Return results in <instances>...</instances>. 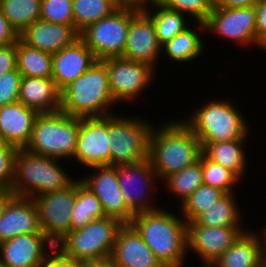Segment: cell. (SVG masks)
Masks as SVG:
<instances>
[{
    "mask_svg": "<svg viewBox=\"0 0 266 267\" xmlns=\"http://www.w3.org/2000/svg\"><path fill=\"white\" fill-rule=\"evenodd\" d=\"M55 249L44 233L21 234L0 243V261L7 267H40Z\"/></svg>",
    "mask_w": 266,
    "mask_h": 267,
    "instance_id": "e0dca14e",
    "label": "cell"
},
{
    "mask_svg": "<svg viewBox=\"0 0 266 267\" xmlns=\"http://www.w3.org/2000/svg\"><path fill=\"white\" fill-rule=\"evenodd\" d=\"M140 7L125 5L111 15L88 25L80 32V39L97 60L123 55L131 19Z\"/></svg>",
    "mask_w": 266,
    "mask_h": 267,
    "instance_id": "9c48e42d",
    "label": "cell"
},
{
    "mask_svg": "<svg viewBox=\"0 0 266 267\" xmlns=\"http://www.w3.org/2000/svg\"><path fill=\"white\" fill-rule=\"evenodd\" d=\"M170 194L179 197L180 205L201 185L202 177V154L194 164L175 172L163 180Z\"/></svg>",
    "mask_w": 266,
    "mask_h": 267,
    "instance_id": "d6a6232c",
    "label": "cell"
},
{
    "mask_svg": "<svg viewBox=\"0 0 266 267\" xmlns=\"http://www.w3.org/2000/svg\"><path fill=\"white\" fill-rule=\"evenodd\" d=\"M177 216L160 207L134 215L130 223L164 267H183L189 254L187 223Z\"/></svg>",
    "mask_w": 266,
    "mask_h": 267,
    "instance_id": "7a4b0ae2",
    "label": "cell"
},
{
    "mask_svg": "<svg viewBox=\"0 0 266 267\" xmlns=\"http://www.w3.org/2000/svg\"><path fill=\"white\" fill-rule=\"evenodd\" d=\"M21 78L17 68L0 77V107L19 101Z\"/></svg>",
    "mask_w": 266,
    "mask_h": 267,
    "instance_id": "ab89813d",
    "label": "cell"
},
{
    "mask_svg": "<svg viewBox=\"0 0 266 267\" xmlns=\"http://www.w3.org/2000/svg\"><path fill=\"white\" fill-rule=\"evenodd\" d=\"M227 99L219 98L205 102L206 104L192 112L190 118H182L199 139L200 144L248 140L251 131L249 122L241 114V110Z\"/></svg>",
    "mask_w": 266,
    "mask_h": 267,
    "instance_id": "277c9868",
    "label": "cell"
},
{
    "mask_svg": "<svg viewBox=\"0 0 266 267\" xmlns=\"http://www.w3.org/2000/svg\"><path fill=\"white\" fill-rule=\"evenodd\" d=\"M121 116L108 115L110 166L139 163L149 158L150 133L154 125L141 117Z\"/></svg>",
    "mask_w": 266,
    "mask_h": 267,
    "instance_id": "52a82bcc",
    "label": "cell"
},
{
    "mask_svg": "<svg viewBox=\"0 0 266 267\" xmlns=\"http://www.w3.org/2000/svg\"><path fill=\"white\" fill-rule=\"evenodd\" d=\"M29 233H43L35 202L32 198L14 196L0 217V243Z\"/></svg>",
    "mask_w": 266,
    "mask_h": 267,
    "instance_id": "603a6c76",
    "label": "cell"
},
{
    "mask_svg": "<svg viewBox=\"0 0 266 267\" xmlns=\"http://www.w3.org/2000/svg\"><path fill=\"white\" fill-rule=\"evenodd\" d=\"M255 8L257 41L262 45L266 41V0H261Z\"/></svg>",
    "mask_w": 266,
    "mask_h": 267,
    "instance_id": "7bdbcfd3",
    "label": "cell"
},
{
    "mask_svg": "<svg viewBox=\"0 0 266 267\" xmlns=\"http://www.w3.org/2000/svg\"><path fill=\"white\" fill-rule=\"evenodd\" d=\"M234 195H236L234 192L226 193L206 212L200 214L193 223L207 227L243 226L242 221H240L242 212H240L239 204Z\"/></svg>",
    "mask_w": 266,
    "mask_h": 267,
    "instance_id": "f546056e",
    "label": "cell"
},
{
    "mask_svg": "<svg viewBox=\"0 0 266 267\" xmlns=\"http://www.w3.org/2000/svg\"><path fill=\"white\" fill-rule=\"evenodd\" d=\"M17 42L0 47V77L17 68Z\"/></svg>",
    "mask_w": 266,
    "mask_h": 267,
    "instance_id": "60d3db41",
    "label": "cell"
},
{
    "mask_svg": "<svg viewBox=\"0 0 266 267\" xmlns=\"http://www.w3.org/2000/svg\"><path fill=\"white\" fill-rule=\"evenodd\" d=\"M123 223L105 216L91 221L81 229L70 231L57 245L66 258L88 260L109 257Z\"/></svg>",
    "mask_w": 266,
    "mask_h": 267,
    "instance_id": "ba28073f",
    "label": "cell"
},
{
    "mask_svg": "<svg viewBox=\"0 0 266 267\" xmlns=\"http://www.w3.org/2000/svg\"><path fill=\"white\" fill-rule=\"evenodd\" d=\"M95 173L82 176L81 181L89 187L102 204L105 215L130 224L134 214L127 208L117 179V166H95Z\"/></svg>",
    "mask_w": 266,
    "mask_h": 267,
    "instance_id": "2e32d148",
    "label": "cell"
},
{
    "mask_svg": "<svg viewBox=\"0 0 266 267\" xmlns=\"http://www.w3.org/2000/svg\"><path fill=\"white\" fill-rule=\"evenodd\" d=\"M19 102L39 113H54L61 108V91L52 78L22 77Z\"/></svg>",
    "mask_w": 266,
    "mask_h": 267,
    "instance_id": "cb8c5ba5",
    "label": "cell"
},
{
    "mask_svg": "<svg viewBox=\"0 0 266 267\" xmlns=\"http://www.w3.org/2000/svg\"><path fill=\"white\" fill-rule=\"evenodd\" d=\"M126 5H129V0H124Z\"/></svg>",
    "mask_w": 266,
    "mask_h": 267,
    "instance_id": "9f6ffc18",
    "label": "cell"
},
{
    "mask_svg": "<svg viewBox=\"0 0 266 267\" xmlns=\"http://www.w3.org/2000/svg\"><path fill=\"white\" fill-rule=\"evenodd\" d=\"M161 0H129L130 6L144 7L152 3H159Z\"/></svg>",
    "mask_w": 266,
    "mask_h": 267,
    "instance_id": "c3c4849f",
    "label": "cell"
},
{
    "mask_svg": "<svg viewBox=\"0 0 266 267\" xmlns=\"http://www.w3.org/2000/svg\"><path fill=\"white\" fill-rule=\"evenodd\" d=\"M39 114L19 101L0 107V140L17 149H25Z\"/></svg>",
    "mask_w": 266,
    "mask_h": 267,
    "instance_id": "7402d4cb",
    "label": "cell"
},
{
    "mask_svg": "<svg viewBox=\"0 0 266 267\" xmlns=\"http://www.w3.org/2000/svg\"><path fill=\"white\" fill-rule=\"evenodd\" d=\"M260 235L261 233L246 230L209 267H255L259 265L264 256V242Z\"/></svg>",
    "mask_w": 266,
    "mask_h": 267,
    "instance_id": "d4e9b609",
    "label": "cell"
},
{
    "mask_svg": "<svg viewBox=\"0 0 266 267\" xmlns=\"http://www.w3.org/2000/svg\"><path fill=\"white\" fill-rule=\"evenodd\" d=\"M80 267H114V265L109 256L98 259L80 260Z\"/></svg>",
    "mask_w": 266,
    "mask_h": 267,
    "instance_id": "bcb514c9",
    "label": "cell"
},
{
    "mask_svg": "<svg viewBox=\"0 0 266 267\" xmlns=\"http://www.w3.org/2000/svg\"><path fill=\"white\" fill-rule=\"evenodd\" d=\"M206 33H214L220 39L232 40L237 45H254L262 48L257 41L256 32V8L214 7L205 22Z\"/></svg>",
    "mask_w": 266,
    "mask_h": 267,
    "instance_id": "4fadbf2b",
    "label": "cell"
},
{
    "mask_svg": "<svg viewBox=\"0 0 266 267\" xmlns=\"http://www.w3.org/2000/svg\"><path fill=\"white\" fill-rule=\"evenodd\" d=\"M263 232H261L264 242V255H266V228L263 227Z\"/></svg>",
    "mask_w": 266,
    "mask_h": 267,
    "instance_id": "f907efd6",
    "label": "cell"
},
{
    "mask_svg": "<svg viewBox=\"0 0 266 267\" xmlns=\"http://www.w3.org/2000/svg\"><path fill=\"white\" fill-rule=\"evenodd\" d=\"M166 122L153 126L149 140V161L161 181L194 164L202 154L199 139L183 120Z\"/></svg>",
    "mask_w": 266,
    "mask_h": 267,
    "instance_id": "6da1fadb",
    "label": "cell"
},
{
    "mask_svg": "<svg viewBox=\"0 0 266 267\" xmlns=\"http://www.w3.org/2000/svg\"><path fill=\"white\" fill-rule=\"evenodd\" d=\"M15 196L12 190L0 189V217L7 203Z\"/></svg>",
    "mask_w": 266,
    "mask_h": 267,
    "instance_id": "7dc6e473",
    "label": "cell"
},
{
    "mask_svg": "<svg viewBox=\"0 0 266 267\" xmlns=\"http://www.w3.org/2000/svg\"><path fill=\"white\" fill-rule=\"evenodd\" d=\"M19 39L27 46L53 54L74 44L80 39V32L75 26L38 20L27 26Z\"/></svg>",
    "mask_w": 266,
    "mask_h": 267,
    "instance_id": "ffe728a7",
    "label": "cell"
},
{
    "mask_svg": "<svg viewBox=\"0 0 266 267\" xmlns=\"http://www.w3.org/2000/svg\"><path fill=\"white\" fill-rule=\"evenodd\" d=\"M262 48L266 51V41L262 44Z\"/></svg>",
    "mask_w": 266,
    "mask_h": 267,
    "instance_id": "db71d44e",
    "label": "cell"
},
{
    "mask_svg": "<svg viewBox=\"0 0 266 267\" xmlns=\"http://www.w3.org/2000/svg\"><path fill=\"white\" fill-rule=\"evenodd\" d=\"M32 199L37 208L40 230L56 246L71 231L76 180L63 190L45 193Z\"/></svg>",
    "mask_w": 266,
    "mask_h": 267,
    "instance_id": "8fae6325",
    "label": "cell"
},
{
    "mask_svg": "<svg viewBox=\"0 0 266 267\" xmlns=\"http://www.w3.org/2000/svg\"><path fill=\"white\" fill-rule=\"evenodd\" d=\"M247 140L221 141L209 144H201L202 153L211 161L218 163L232 172L240 179L247 170V152L244 150Z\"/></svg>",
    "mask_w": 266,
    "mask_h": 267,
    "instance_id": "4316f807",
    "label": "cell"
},
{
    "mask_svg": "<svg viewBox=\"0 0 266 267\" xmlns=\"http://www.w3.org/2000/svg\"><path fill=\"white\" fill-rule=\"evenodd\" d=\"M110 1L117 9L124 7L126 4L124 0H108Z\"/></svg>",
    "mask_w": 266,
    "mask_h": 267,
    "instance_id": "681fc988",
    "label": "cell"
},
{
    "mask_svg": "<svg viewBox=\"0 0 266 267\" xmlns=\"http://www.w3.org/2000/svg\"><path fill=\"white\" fill-rule=\"evenodd\" d=\"M0 267H7V266L0 261Z\"/></svg>",
    "mask_w": 266,
    "mask_h": 267,
    "instance_id": "11a10c76",
    "label": "cell"
},
{
    "mask_svg": "<svg viewBox=\"0 0 266 267\" xmlns=\"http://www.w3.org/2000/svg\"><path fill=\"white\" fill-rule=\"evenodd\" d=\"M255 267H265V266H264V263L262 261L259 265L255 266Z\"/></svg>",
    "mask_w": 266,
    "mask_h": 267,
    "instance_id": "f5cc1de1",
    "label": "cell"
},
{
    "mask_svg": "<svg viewBox=\"0 0 266 267\" xmlns=\"http://www.w3.org/2000/svg\"><path fill=\"white\" fill-rule=\"evenodd\" d=\"M242 226L207 227L187 223V250L209 267L247 230Z\"/></svg>",
    "mask_w": 266,
    "mask_h": 267,
    "instance_id": "5bb4252c",
    "label": "cell"
},
{
    "mask_svg": "<svg viewBox=\"0 0 266 267\" xmlns=\"http://www.w3.org/2000/svg\"><path fill=\"white\" fill-rule=\"evenodd\" d=\"M141 9L152 19L156 36L161 45L185 31L188 26H191L192 22L195 23L194 20L187 22L188 19L186 18L188 16L177 10L165 7L160 3H152Z\"/></svg>",
    "mask_w": 266,
    "mask_h": 267,
    "instance_id": "83f0119b",
    "label": "cell"
},
{
    "mask_svg": "<svg viewBox=\"0 0 266 267\" xmlns=\"http://www.w3.org/2000/svg\"><path fill=\"white\" fill-rule=\"evenodd\" d=\"M226 193L219 188L201 184L181 205L180 214L183 219L193 222L200 214L206 212Z\"/></svg>",
    "mask_w": 266,
    "mask_h": 267,
    "instance_id": "836d02e7",
    "label": "cell"
},
{
    "mask_svg": "<svg viewBox=\"0 0 266 267\" xmlns=\"http://www.w3.org/2000/svg\"><path fill=\"white\" fill-rule=\"evenodd\" d=\"M40 20L74 26L72 0H42Z\"/></svg>",
    "mask_w": 266,
    "mask_h": 267,
    "instance_id": "74e56055",
    "label": "cell"
},
{
    "mask_svg": "<svg viewBox=\"0 0 266 267\" xmlns=\"http://www.w3.org/2000/svg\"><path fill=\"white\" fill-rule=\"evenodd\" d=\"M261 0H214V7L245 8L258 4Z\"/></svg>",
    "mask_w": 266,
    "mask_h": 267,
    "instance_id": "f6af8a7d",
    "label": "cell"
},
{
    "mask_svg": "<svg viewBox=\"0 0 266 267\" xmlns=\"http://www.w3.org/2000/svg\"><path fill=\"white\" fill-rule=\"evenodd\" d=\"M117 179L125 204L134 215L160 208L152 204L154 199L151 195L156 193L159 179L149 158L139 163L117 166Z\"/></svg>",
    "mask_w": 266,
    "mask_h": 267,
    "instance_id": "7c38bea8",
    "label": "cell"
},
{
    "mask_svg": "<svg viewBox=\"0 0 266 267\" xmlns=\"http://www.w3.org/2000/svg\"><path fill=\"white\" fill-rule=\"evenodd\" d=\"M195 24L198 27L194 29V27L189 26L185 31L177 34L172 40L162 45V52L169 60L172 59L173 62H180L181 64L182 62L188 63L193 59L197 60L203 53L206 46L199 31L205 33L206 26L202 22H196ZM196 28L199 31L196 32Z\"/></svg>",
    "mask_w": 266,
    "mask_h": 267,
    "instance_id": "484cf974",
    "label": "cell"
},
{
    "mask_svg": "<svg viewBox=\"0 0 266 267\" xmlns=\"http://www.w3.org/2000/svg\"><path fill=\"white\" fill-rule=\"evenodd\" d=\"M93 52L78 39L74 44L52 54V79L62 91L85 73L96 61Z\"/></svg>",
    "mask_w": 266,
    "mask_h": 267,
    "instance_id": "44dd1931",
    "label": "cell"
},
{
    "mask_svg": "<svg viewBox=\"0 0 266 267\" xmlns=\"http://www.w3.org/2000/svg\"><path fill=\"white\" fill-rule=\"evenodd\" d=\"M75 28L81 32L88 25L111 15L117 8L108 0H72Z\"/></svg>",
    "mask_w": 266,
    "mask_h": 267,
    "instance_id": "e575fe53",
    "label": "cell"
},
{
    "mask_svg": "<svg viewBox=\"0 0 266 267\" xmlns=\"http://www.w3.org/2000/svg\"><path fill=\"white\" fill-rule=\"evenodd\" d=\"M162 55L152 19L141 9L130 21L125 50L121 57L155 68Z\"/></svg>",
    "mask_w": 266,
    "mask_h": 267,
    "instance_id": "ac0fdd59",
    "label": "cell"
},
{
    "mask_svg": "<svg viewBox=\"0 0 266 267\" xmlns=\"http://www.w3.org/2000/svg\"><path fill=\"white\" fill-rule=\"evenodd\" d=\"M202 177L204 184L219 188L225 193L236 191L234 189L235 185H237L240 180V178L230 169L209 160L203 153Z\"/></svg>",
    "mask_w": 266,
    "mask_h": 267,
    "instance_id": "d590c367",
    "label": "cell"
},
{
    "mask_svg": "<svg viewBox=\"0 0 266 267\" xmlns=\"http://www.w3.org/2000/svg\"><path fill=\"white\" fill-rule=\"evenodd\" d=\"M110 258L114 267H164L131 224L119 229Z\"/></svg>",
    "mask_w": 266,
    "mask_h": 267,
    "instance_id": "d6986e66",
    "label": "cell"
},
{
    "mask_svg": "<svg viewBox=\"0 0 266 267\" xmlns=\"http://www.w3.org/2000/svg\"><path fill=\"white\" fill-rule=\"evenodd\" d=\"M159 3L202 23L207 21L214 8V0H161Z\"/></svg>",
    "mask_w": 266,
    "mask_h": 267,
    "instance_id": "8d00e7d4",
    "label": "cell"
},
{
    "mask_svg": "<svg viewBox=\"0 0 266 267\" xmlns=\"http://www.w3.org/2000/svg\"><path fill=\"white\" fill-rule=\"evenodd\" d=\"M16 154V147L0 140V189H12Z\"/></svg>",
    "mask_w": 266,
    "mask_h": 267,
    "instance_id": "f35d334b",
    "label": "cell"
},
{
    "mask_svg": "<svg viewBox=\"0 0 266 267\" xmlns=\"http://www.w3.org/2000/svg\"><path fill=\"white\" fill-rule=\"evenodd\" d=\"M19 34L10 26L0 8V47L16 43Z\"/></svg>",
    "mask_w": 266,
    "mask_h": 267,
    "instance_id": "ee69618b",
    "label": "cell"
},
{
    "mask_svg": "<svg viewBox=\"0 0 266 267\" xmlns=\"http://www.w3.org/2000/svg\"><path fill=\"white\" fill-rule=\"evenodd\" d=\"M42 0H0V8L10 26L20 34L40 20Z\"/></svg>",
    "mask_w": 266,
    "mask_h": 267,
    "instance_id": "1f68e13d",
    "label": "cell"
},
{
    "mask_svg": "<svg viewBox=\"0 0 266 267\" xmlns=\"http://www.w3.org/2000/svg\"><path fill=\"white\" fill-rule=\"evenodd\" d=\"M115 104L106 64L102 60H96L85 73L61 91L60 111L74 117L108 116L113 114L109 109Z\"/></svg>",
    "mask_w": 266,
    "mask_h": 267,
    "instance_id": "3957f363",
    "label": "cell"
},
{
    "mask_svg": "<svg viewBox=\"0 0 266 267\" xmlns=\"http://www.w3.org/2000/svg\"><path fill=\"white\" fill-rule=\"evenodd\" d=\"M16 66L22 77L52 78V53L27 46L18 39Z\"/></svg>",
    "mask_w": 266,
    "mask_h": 267,
    "instance_id": "4dcf8cb0",
    "label": "cell"
},
{
    "mask_svg": "<svg viewBox=\"0 0 266 267\" xmlns=\"http://www.w3.org/2000/svg\"><path fill=\"white\" fill-rule=\"evenodd\" d=\"M40 267H80V260L66 258L58 249H55Z\"/></svg>",
    "mask_w": 266,
    "mask_h": 267,
    "instance_id": "b9f144b4",
    "label": "cell"
},
{
    "mask_svg": "<svg viewBox=\"0 0 266 267\" xmlns=\"http://www.w3.org/2000/svg\"><path fill=\"white\" fill-rule=\"evenodd\" d=\"M102 61L106 64L110 92L117 104L132 102L151 86L155 78L156 68L143 62L121 56Z\"/></svg>",
    "mask_w": 266,
    "mask_h": 267,
    "instance_id": "30bf717a",
    "label": "cell"
},
{
    "mask_svg": "<svg viewBox=\"0 0 266 267\" xmlns=\"http://www.w3.org/2000/svg\"><path fill=\"white\" fill-rule=\"evenodd\" d=\"M102 204L81 179H76V199L71 212V231L84 228L91 221L105 217Z\"/></svg>",
    "mask_w": 266,
    "mask_h": 267,
    "instance_id": "f1b7e54d",
    "label": "cell"
},
{
    "mask_svg": "<svg viewBox=\"0 0 266 267\" xmlns=\"http://www.w3.org/2000/svg\"><path fill=\"white\" fill-rule=\"evenodd\" d=\"M74 161L83 167L110 166L108 116L80 117Z\"/></svg>",
    "mask_w": 266,
    "mask_h": 267,
    "instance_id": "9a60e30c",
    "label": "cell"
},
{
    "mask_svg": "<svg viewBox=\"0 0 266 267\" xmlns=\"http://www.w3.org/2000/svg\"><path fill=\"white\" fill-rule=\"evenodd\" d=\"M59 163V159L17 149L12 192L15 196L34 198L67 188L76 178L69 176Z\"/></svg>",
    "mask_w": 266,
    "mask_h": 267,
    "instance_id": "5b68a950",
    "label": "cell"
},
{
    "mask_svg": "<svg viewBox=\"0 0 266 267\" xmlns=\"http://www.w3.org/2000/svg\"><path fill=\"white\" fill-rule=\"evenodd\" d=\"M80 117L57 111L40 113L33 126L26 150L54 159H73L76 152Z\"/></svg>",
    "mask_w": 266,
    "mask_h": 267,
    "instance_id": "8992f818",
    "label": "cell"
},
{
    "mask_svg": "<svg viewBox=\"0 0 266 267\" xmlns=\"http://www.w3.org/2000/svg\"><path fill=\"white\" fill-rule=\"evenodd\" d=\"M263 263H264V266L266 267V255L263 256Z\"/></svg>",
    "mask_w": 266,
    "mask_h": 267,
    "instance_id": "816d5d0a",
    "label": "cell"
}]
</instances>
